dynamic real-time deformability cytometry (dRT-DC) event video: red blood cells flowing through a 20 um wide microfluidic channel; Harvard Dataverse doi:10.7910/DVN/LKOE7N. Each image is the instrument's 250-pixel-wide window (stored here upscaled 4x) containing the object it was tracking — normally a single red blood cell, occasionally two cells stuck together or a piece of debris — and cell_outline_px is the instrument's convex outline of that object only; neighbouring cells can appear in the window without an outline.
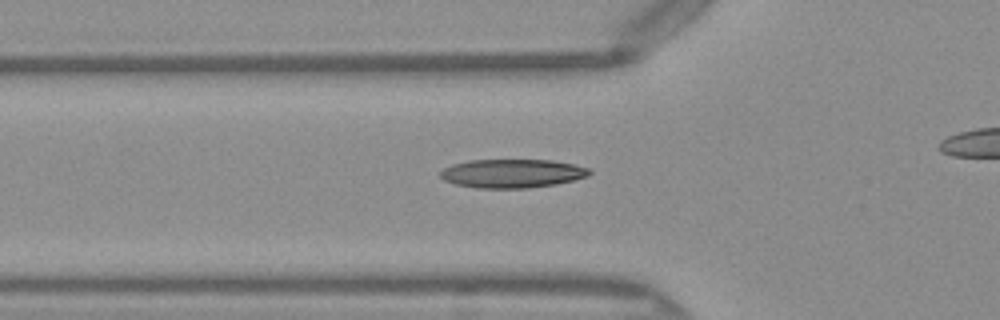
{"species": "Egyptian fruit bat (a non-hibernating species)", "species_latin": "Rousettus aegyptiacus", "temperature_condition": "warm", "stored_images_in_passage": 31, "camera_frame_rate_fps": 3000, "um_per_image_px": 0.085, "frame": {"image": 1, "passage_image": 7, "time_ms": 2.0, "image_size_px": [1000, 320], "cell_outline_px": [[592, 172], [588, 176], [556, 184], [528, 188], [476, 188], [456, 184], [444, 180], [440, 176], [440, 172], [444, 168], [452, 164], [468, 160], [552, 160], [572, 164], [588, 168]], "centroid_in_image_um": [43.51, 14.74], "position_along_channel_um": 82.3, "area_um2": 24.85}}
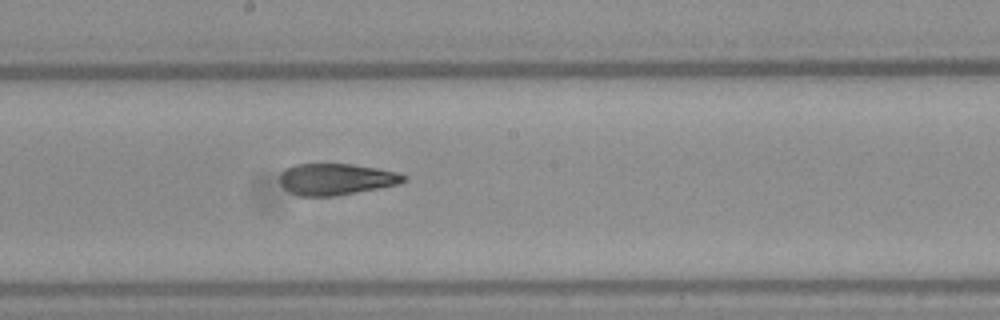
{"frame": {"image": 2, "passage_image": 17, "time_ms": 5.333, "image_size_px": [1000, 320], "cell_outline_px": [[408, 176], [400, 184], [380, 188], [336, 196], [296, 196], [288, 192], [280, 184], [280, 172], [296, 164], [352, 164], [376, 168], [396, 172]], "centroid_in_image_um": [28.55, 15.24], "position_along_channel_um": 219.7, "area_um2": 22.83}}
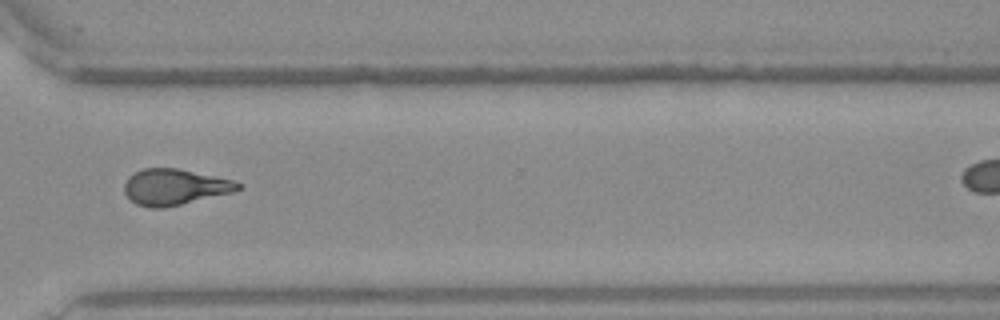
{"frame": {"image": 3, "passage_image": 27, "time_ms": 8.667, "image_size_px": [1000, 320], "cell_outline_px": [[244, 188], [232, 192], [164, 208], [148, 208], [136, 204], [124, 192], [124, 184], [128, 176], [144, 168], [176, 168], [236, 180], [244, 184]], "centroid_in_image_um": [14.88, 15.89], "position_along_channel_um": 355.7, "area_um2": 23.93}}